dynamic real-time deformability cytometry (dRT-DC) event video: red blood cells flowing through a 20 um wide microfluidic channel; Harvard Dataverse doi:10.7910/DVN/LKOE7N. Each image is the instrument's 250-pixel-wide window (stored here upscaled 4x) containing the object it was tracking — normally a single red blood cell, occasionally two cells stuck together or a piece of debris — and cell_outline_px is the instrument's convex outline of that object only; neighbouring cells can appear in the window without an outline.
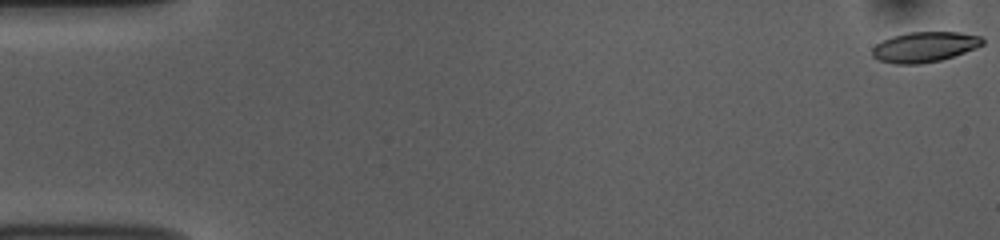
{"species": "common noctule bat (a hibernating species)", "species_latin": "Nyctalus noctula", "temperature_condition": "room temperature", "stored_images_in_passage": 54, "camera_frame_rate_fps": 3000, "um_per_image_px": 0.085, "animal": {"sex": "female", "body_mass_g": 10.0, "forearm_length_mm": 53.1}, "frame": {"image": 1, "passage_image": 1, "time_ms": 0.0, "image_size_px": [1000, 240], "cell_outline_px": [[984, 44], [976, 48], [940, 60], [920, 64], [896, 64], [880, 60], [872, 56], [872, 48], [876, 44], [892, 36], [908, 32], [956, 32], [980, 36], [984, 40]], "centroid_in_image_um": [78.58, 3.99], "position_along_channel_um": 6.4, "area_um2": 19.31}}
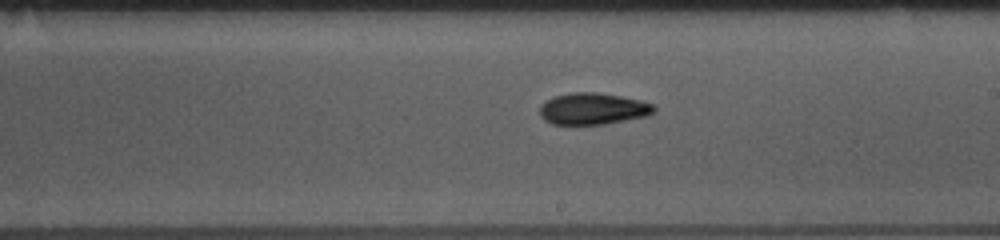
{"frame": {"image": 2, "passage_image": 31, "time_ms": 10.0, "image_size_px": [1000, 240], "cell_outline_px": [[656, 112], [648, 116], [604, 124], [552, 124], [544, 120], [540, 116], [540, 104], [544, 100], [552, 96], [572, 92], [596, 92], [620, 96], [640, 100], [652, 104], [656, 108]], "centroid_in_image_um": [50.38, 9.24], "position_along_channel_um": 238.6, "area_um2": 21.27}}
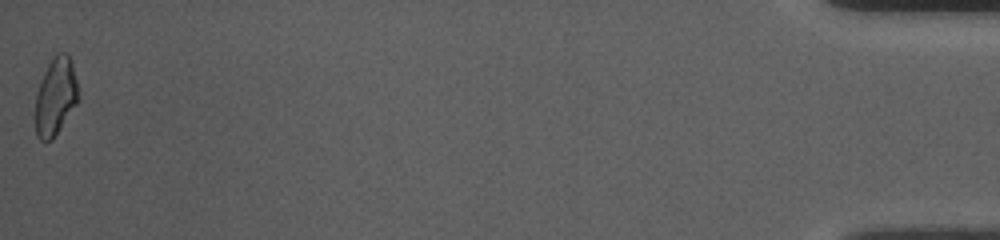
{"frame": {"image": 3, "passage_image": 54, "time_ms": 17.667, "image_size_px": [1000, 240], "cell_outline_px": [[80, 100], [52, 140], [40, 140], [36, 136], [36, 92], [44, 72], [48, 64], [60, 52], [68, 52], [72, 64], [76, 80]], "centroid_in_image_um": [4.74, 8.22], "position_along_channel_um": 430.5, "area_um2": 19.31}, "authors_computed_cell_mechanics": {"area_um2": 19.9988, "velocity_mm_per_s": 3.7462, "shape_relaxation_time_tau1_ms": 4.1708, "shape_relaxation_time_tau2_ms": 9.292, "deformation_change_tau1": 0.1345, "deformation_change_tau2": 0.1757}}